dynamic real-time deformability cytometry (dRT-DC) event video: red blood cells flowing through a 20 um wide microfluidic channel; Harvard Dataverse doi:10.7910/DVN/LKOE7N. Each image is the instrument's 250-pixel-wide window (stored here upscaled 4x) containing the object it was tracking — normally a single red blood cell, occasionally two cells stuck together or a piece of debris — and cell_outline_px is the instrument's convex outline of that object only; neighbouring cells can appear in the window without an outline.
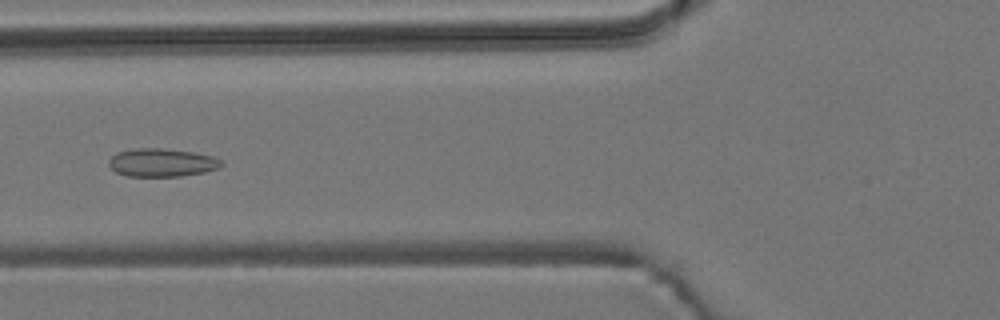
{"species": "common noctule bat (a hibernating species)", "species_latin": "Nyctalus noctula", "temperature_condition": "room temperature", "stored_images_in_passage": 6, "camera_frame_rate_fps": 3000, "um_per_image_px": 0.085, "animal": {"sex": "male", "body_mass_g": 19.2, "forearm_length_mm": 51.8}, "frame": {"image": 1, "passage_image": 6, "time_ms": 6.333, "image_size_px": [1000, 320], "cell_outline_px": [[224, 164], [220, 168], [204, 172], [180, 176], [128, 176], [116, 172], [108, 164], [108, 160], [112, 156], [120, 152], [136, 148], [160, 148], [192, 152], [212, 156], [220, 160]], "centroid_in_image_um": [13.77, 13.82], "position_along_channel_um": 112.0, "area_um2": 18.32}}